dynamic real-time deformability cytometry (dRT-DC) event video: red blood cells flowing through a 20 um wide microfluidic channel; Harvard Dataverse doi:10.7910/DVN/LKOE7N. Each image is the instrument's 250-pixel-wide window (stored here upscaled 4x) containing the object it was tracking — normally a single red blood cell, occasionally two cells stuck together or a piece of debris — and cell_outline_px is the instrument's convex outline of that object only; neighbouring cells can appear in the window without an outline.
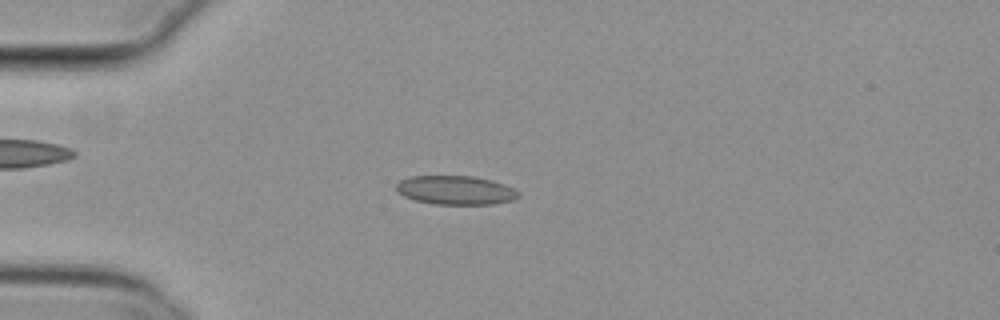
{"species": "common noctule bat (a hibernating species)", "species_latin": "Nyctalus noctula", "temperature_condition": "cold", "stored_images_in_passage": 54, "camera_frame_rate_fps": 3000, "um_per_image_px": 0.085, "animal": {"sex": "female", "body_mass_g": 29.2, "forearm_length_mm": 56.3}, "frame": {"image": 1, "passage_image": 14, "time_ms": 4.333, "image_size_px": [1000, 320], "cell_outline_px": [[520, 196], [512, 200], [492, 204], [432, 204], [416, 200], [404, 196], [396, 192], [396, 184], [400, 180], [408, 176], [472, 176], [492, 180], [504, 184], [520, 192]], "centroid_in_image_um": [38.7, 16.16], "position_along_channel_um": 46.3, "area_um2": 20.63}}
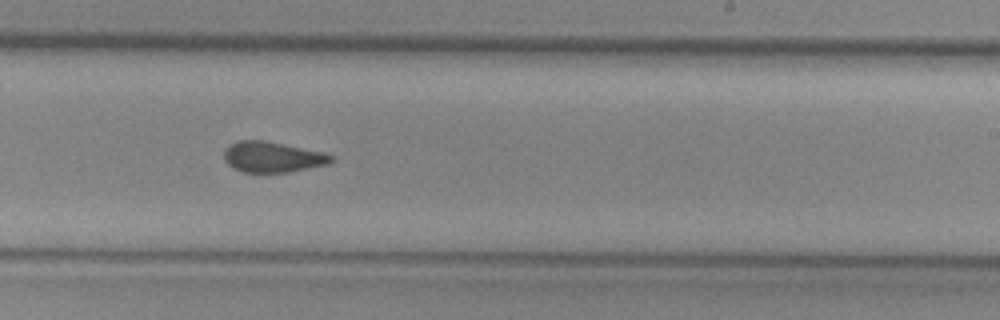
{"frame": {"image": 2, "passage_image": 33, "time_ms": 10.667, "image_size_px": [1000, 320], "cell_outline_px": [[336, 160], [328, 164], [288, 172], [244, 172], [232, 168], [224, 160], [224, 152], [228, 144], [240, 140], [264, 140], [324, 152], [332, 156]], "centroid_in_image_um": [23.15, 13.34], "position_along_channel_um": 265.9, "area_um2": 19.19}}
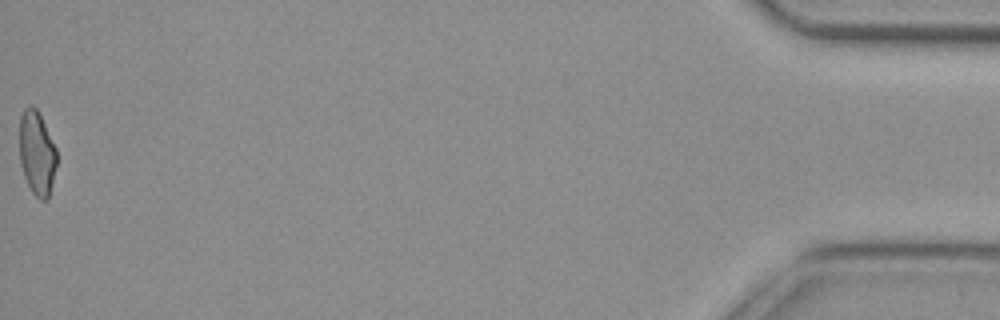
{"frame": {"image": 3, "passage_image": 54, "time_ms": 17.667, "image_size_px": [1000, 320], "cell_outline_px": [[56, 164], [48, 200], [40, 200], [32, 192], [24, 176], [20, 164], [20, 116], [24, 108], [28, 104], [32, 104], [36, 108], [56, 148]], "centroid_in_image_um": [3.12, 13.0], "position_along_channel_um": 432.1, "area_um2": 18.09}, "authors_computed_cell_mechanics": {"area_um2": 19.7098, "velocity_mm_per_s": 3.798, "shape_relaxation_time_tau1_ms": null, "shape_relaxation_time_tau2_ms": 2.3093, "deformation_change_tau1": null, "deformation_change_tau2": 0.0933}}